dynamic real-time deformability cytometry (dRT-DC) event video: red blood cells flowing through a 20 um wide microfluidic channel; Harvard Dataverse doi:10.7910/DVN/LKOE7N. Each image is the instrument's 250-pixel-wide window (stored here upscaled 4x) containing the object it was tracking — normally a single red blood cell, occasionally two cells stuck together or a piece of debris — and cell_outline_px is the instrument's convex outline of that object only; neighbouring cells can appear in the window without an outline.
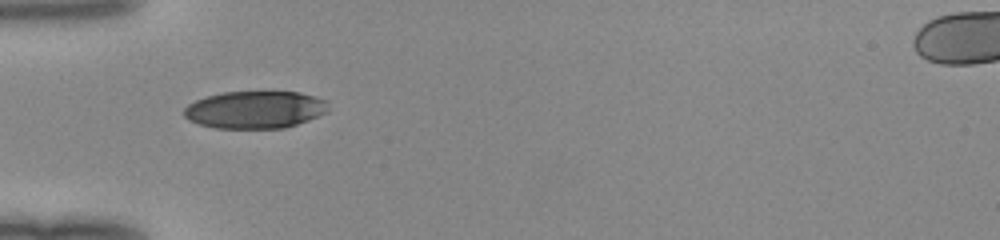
{"species": "human", "species_latin": "Homo sapiens", "temperature_condition": "room temperature", "stored_images_in_passage": 34, "camera_frame_rate_fps": 3000, "um_per_image_px": 0.085, "donor": {"sex": "female"}, "frame": {"image": 1, "passage_image": 1, "time_ms": 0.0, "image_size_px": [1000, 240], "cell_outline_px": [[328, 112], [308, 120], [284, 128], [212, 128], [200, 124], [184, 116], [184, 108], [188, 104], [196, 100], [208, 96], [224, 92], [300, 92], [316, 96], [328, 100]], "centroid_in_image_um": [21.72, 9.32], "position_along_channel_um": 63.3, "area_um2": 31.44}}
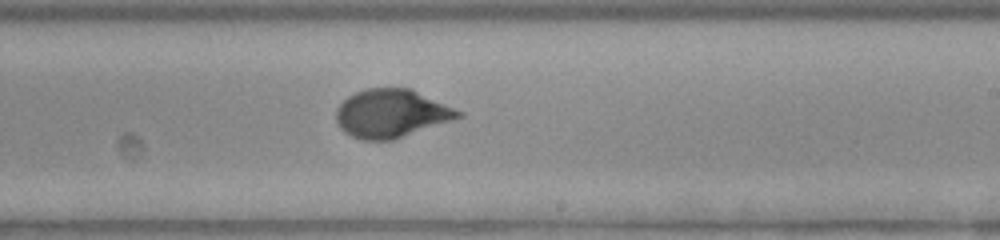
{"frame": {"image": 2, "passage_image": 15, "time_ms": 4.667, "image_size_px": [1000, 240], "cell_outline_px": [[464, 116], [392, 140], [360, 140], [344, 132], [340, 128], [336, 120], [336, 108], [348, 96], [356, 92], [368, 88], [412, 88], [464, 112]], "centroid_in_image_um": [33.27, 9.64], "position_along_channel_um": 255.7, "area_um2": 34.39}}
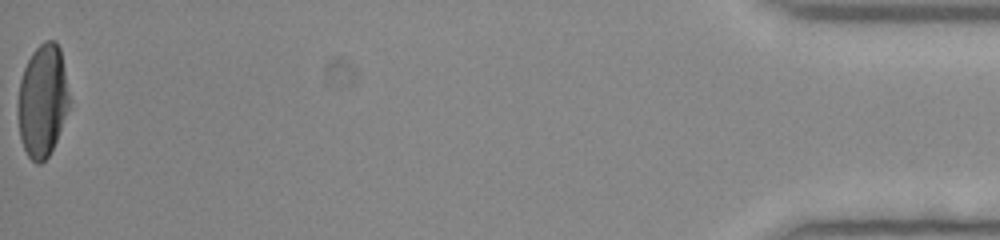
{"frame": {"image": 3, "passage_image": 34, "time_ms": 11.0, "image_size_px": [1000, 240], "cell_outline_px": [[68, 108], [56, 140], [48, 156], [40, 164], [36, 164], [28, 156], [24, 148], [20, 136], [16, 108], [16, 104], [20, 80], [24, 68], [32, 52], [44, 40], [56, 40], [60, 48], [68, 96]], "centroid_in_image_um": [3.57, 8.55], "position_along_channel_um": 431.6, "area_um2": 33.41}}